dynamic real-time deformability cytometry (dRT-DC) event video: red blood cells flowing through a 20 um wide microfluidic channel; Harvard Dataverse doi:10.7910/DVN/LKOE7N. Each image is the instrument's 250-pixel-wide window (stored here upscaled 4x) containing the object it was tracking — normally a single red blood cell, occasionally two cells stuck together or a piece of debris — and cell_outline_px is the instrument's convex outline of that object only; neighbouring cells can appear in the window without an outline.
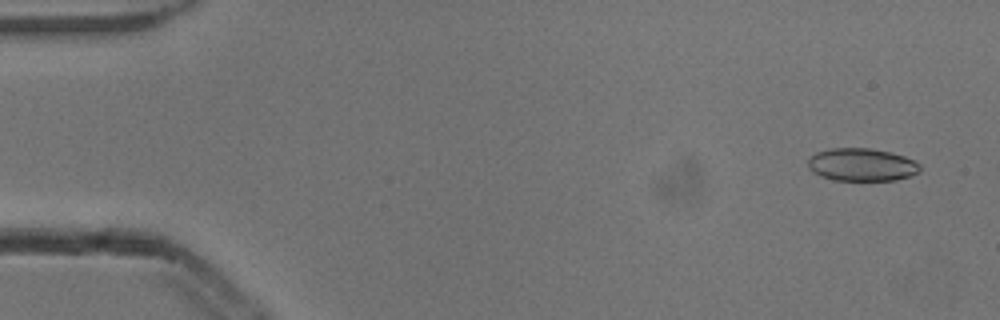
{"species": "common noctule bat (a hibernating species)", "species_latin": "Nyctalus noctula", "temperature_condition": "cold", "stored_images_in_passage": 2, "camera_frame_rate_fps": 3000, "um_per_image_px": 0.085, "animal": {"sex": "male", "body_mass_g": 13.3}, "frame": {"image": 1, "passage_image": 1, "time_ms": 0.0, "image_size_px": [1000, 320], "cell_outline_px": [[920, 172], [896, 180], [832, 180], [820, 176], [812, 172], [808, 168], [808, 156], [816, 152], [832, 148], [868, 148], [888, 152], [904, 156], [920, 164]], "centroid_in_image_um": [73.2, 14.0], "position_along_channel_um": 11.8, "area_um2": 21.44}}